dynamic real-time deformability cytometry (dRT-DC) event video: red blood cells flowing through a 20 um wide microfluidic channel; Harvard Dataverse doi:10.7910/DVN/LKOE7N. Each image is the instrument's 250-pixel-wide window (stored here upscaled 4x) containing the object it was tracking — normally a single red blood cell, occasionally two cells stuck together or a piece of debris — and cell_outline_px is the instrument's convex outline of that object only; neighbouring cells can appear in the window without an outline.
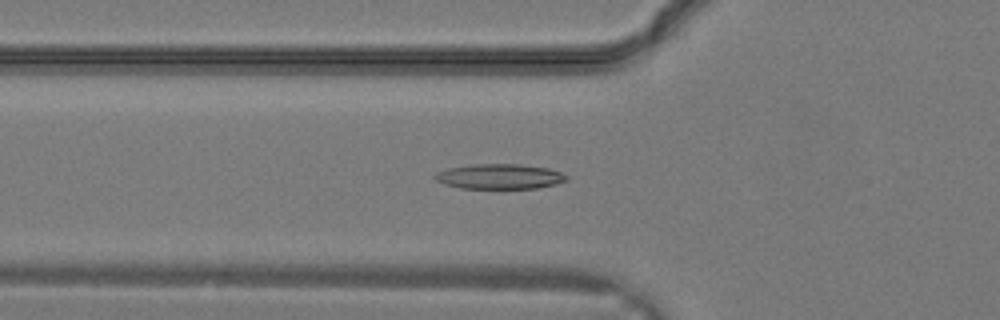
{"species": "common noctule bat (a hibernating species)", "species_latin": "Nyctalus noctula", "temperature_condition": "warm", "stored_images_in_passage": 15, "camera_frame_rate_fps": 3000, "um_per_image_px": 0.085, "animal": {"sex": "male", "body_mass_g": 19.2, "forearm_length_mm": 51.8}, "frame": {"image": 1, "passage_image": 6, "time_ms": 1.667, "image_size_px": [1000, 320], "cell_outline_px": [[568, 180], [556, 184], [536, 188], [460, 188], [444, 184], [436, 180], [432, 176], [436, 172], [448, 168], [472, 164], [520, 164], [548, 168], [560, 172], [568, 176]], "centroid_in_image_um": [42.45, 15.0], "position_along_channel_um": 83.4, "area_um2": 19.25}}
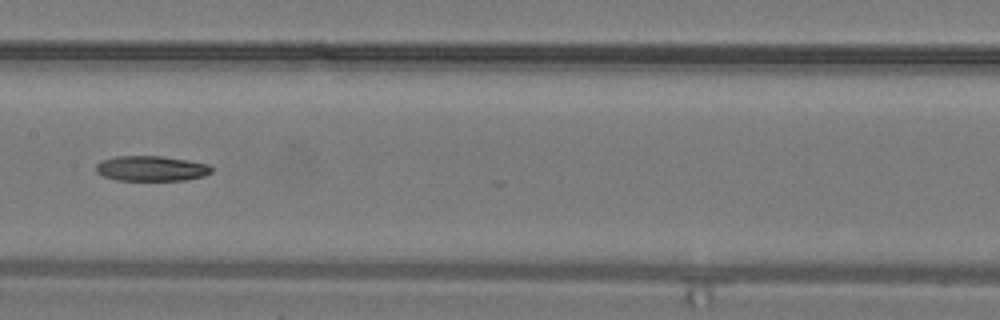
{"frame": {"image": 2, "passage_image": 11, "time_ms": 3.333, "image_size_px": [1000, 320], "cell_outline_px": [[212, 172], [204, 176], [184, 180], [116, 180], [104, 176], [96, 172], [96, 164], [100, 160], [116, 156], [164, 156], [188, 160], [208, 164], [212, 168]], "centroid_in_image_um": [12.85, 14.31], "position_along_channel_um": 194.5, "area_um2": 17.05}}
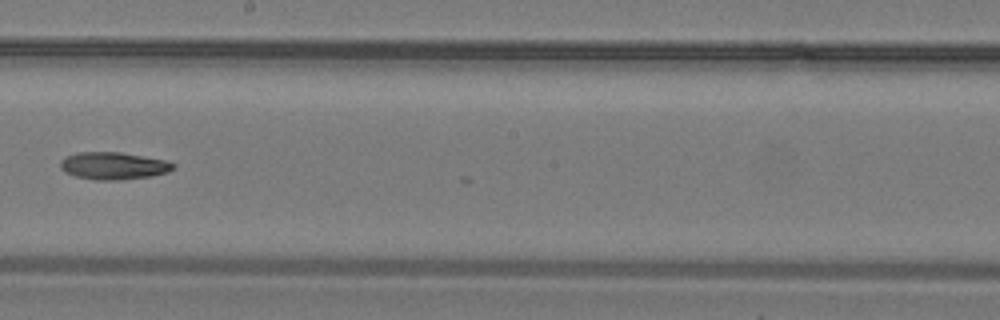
{"frame": {"image": 3, "passage_image": 13, "time_ms": 4.0, "image_size_px": [1000, 320], "cell_outline_px": [[176, 168], [168, 172], [152, 176], [120, 180], [96, 180], [76, 176], [64, 172], [60, 168], [60, 160], [76, 152], [120, 152], [168, 160], [176, 164]], "centroid_in_image_um": [9.68, 14.09], "position_along_channel_um": 238.5, "area_um2": 18.21}}